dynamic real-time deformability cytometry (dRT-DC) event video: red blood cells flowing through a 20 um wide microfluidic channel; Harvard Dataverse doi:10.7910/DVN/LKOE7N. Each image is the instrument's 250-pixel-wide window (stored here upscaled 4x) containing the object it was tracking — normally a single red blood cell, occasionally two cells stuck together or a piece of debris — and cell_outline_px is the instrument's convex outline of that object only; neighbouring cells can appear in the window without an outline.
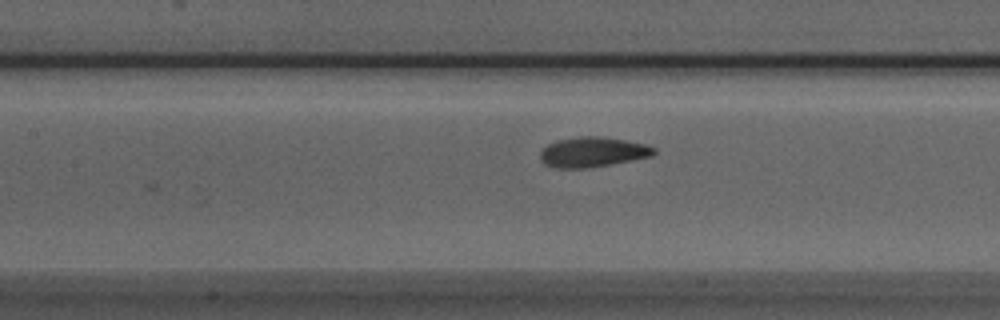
{"species": "Egyptian fruit bat (a non-hibernating species)", "species_latin": "Rousettus aegyptiacus", "temperature_condition": "room temperature", "stored_images_in_passage": 22, "camera_frame_rate_fps": 3000, "um_per_image_px": 0.085, "animal": {"sex": "male"}, "frame": {"image": 1, "passage_image": 10, "time_ms": 3.0, "image_size_px": [1000, 320], "cell_outline_px": [[656, 152], [652, 156], [632, 160], [584, 168], [556, 168], [544, 164], [540, 160], [540, 152], [548, 144], [556, 140], [580, 136], [600, 136], [624, 140], [644, 144], [656, 148]], "centroid_in_image_um": [50.35, 12.92], "position_along_channel_um": 157.1, "area_um2": 19.77}}
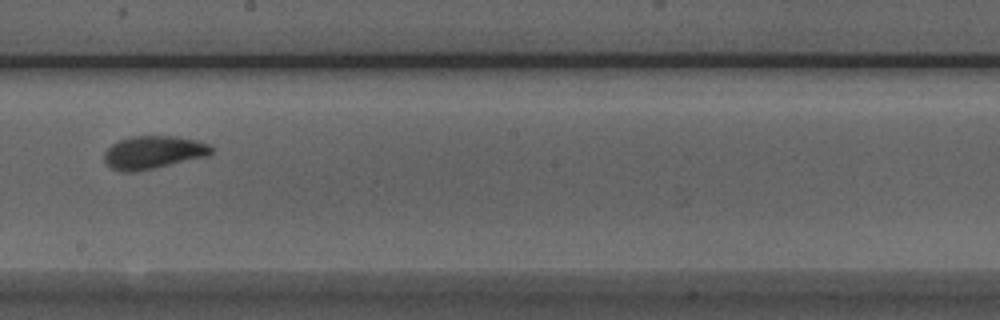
{"frame": {"image": 2, "passage_image": 16, "time_ms": 5.0, "image_size_px": [1000, 320], "cell_outline_px": [[212, 152], [208, 156], [152, 168], [132, 172], [120, 172], [112, 168], [104, 160], [104, 152], [112, 144], [120, 140], [132, 136], [176, 136], [196, 140], [208, 144], [212, 148]], "centroid_in_image_um": [13.02, 12.94], "position_along_channel_um": 235.2, "area_um2": 20.35}}
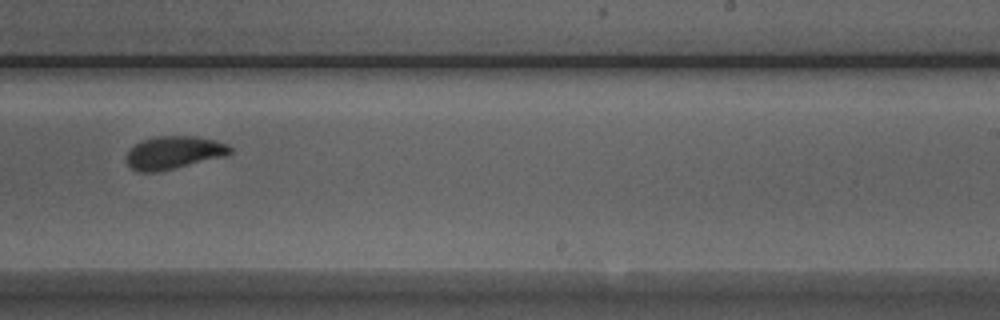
{"frame": {"image": 3, "passage_image": 19, "time_ms": 6.0, "image_size_px": [1000, 320], "cell_outline_px": [[232, 152], [224, 156], [156, 172], [140, 172], [132, 168], [124, 160], [128, 152], [140, 140], [156, 136], [192, 136], [216, 140], [228, 144], [232, 148]], "centroid_in_image_um": [14.75, 12.96], "position_along_channel_um": 274.2, "area_um2": 19.71}}